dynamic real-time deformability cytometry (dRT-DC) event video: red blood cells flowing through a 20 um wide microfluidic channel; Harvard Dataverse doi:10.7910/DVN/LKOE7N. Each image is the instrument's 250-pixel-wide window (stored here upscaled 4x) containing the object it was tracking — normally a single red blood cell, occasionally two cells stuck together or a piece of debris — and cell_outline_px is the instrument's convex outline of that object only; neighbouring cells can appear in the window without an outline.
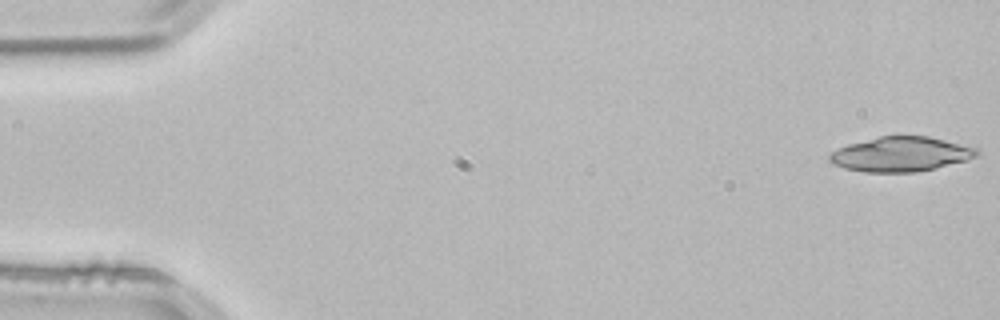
{"species": "common noctule bat (a hibernating species)", "species_latin": "Nyctalus noctula", "temperature_condition": "room temperature", "stored_images_in_passage": 52, "camera_frame_rate_fps": 3000, "um_per_image_px": 0.085, "animal": {"sex": "male", "body_mass_g": 21.5, "forearm_length_mm": 52.0}, "frame": {"image": 1, "passage_image": 1, "time_ms": 0.0, "image_size_px": [1000, 320], "cell_outline_px": [[980, 156], [968, 160], [936, 168], [916, 172], [864, 172], [844, 168], [828, 160], [828, 156], [832, 152], [848, 144], [880, 136], [928, 136], [980, 148]], "centroid_in_image_um": [76.64, 13.11], "position_along_channel_um": 8.4, "area_um2": 29.88}}